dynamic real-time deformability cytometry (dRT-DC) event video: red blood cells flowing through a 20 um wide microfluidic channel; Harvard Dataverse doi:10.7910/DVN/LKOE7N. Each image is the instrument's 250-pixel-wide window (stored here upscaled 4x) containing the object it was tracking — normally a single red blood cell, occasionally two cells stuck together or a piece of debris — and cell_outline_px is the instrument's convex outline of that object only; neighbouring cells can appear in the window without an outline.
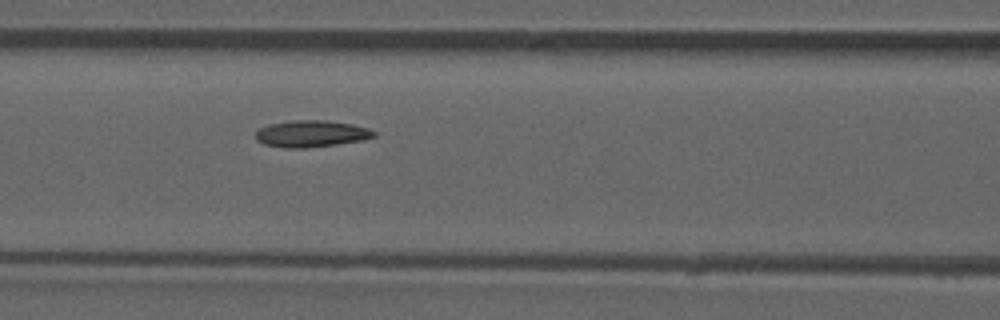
{"species": "common noctule bat (a hibernating species)", "species_latin": "Nyctalus noctula", "temperature_condition": "room temperature", "stored_images_in_passage": 36, "camera_frame_rate_fps": 3000, "um_per_image_px": 0.085, "animal": {"sex": "male", "forearm_length_mm": 52.5}, "frame": {"image": 1, "passage_image": 6, "time_ms": 1.667, "image_size_px": [1000, 320], "cell_outline_px": [[376, 136], [360, 140], [336, 144], [304, 148], [284, 148], [264, 144], [256, 140], [256, 132], [260, 128], [268, 124], [292, 120], [324, 120], [352, 124], [368, 128], [376, 132]], "centroid_in_image_um": [26.43, 11.36], "position_along_channel_um": 140.2, "area_um2": 18.32}}